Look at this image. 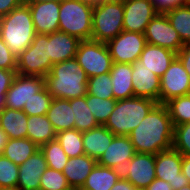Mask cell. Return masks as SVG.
<instances>
[{
	"instance_id": "obj_1",
	"label": "cell",
	"mask_w": 190,
	"mask_h": 190,
	"mask_svg": "<svg viewBox=\"0 0 190 190\" xmlns=\"http://www.w3.org/2000/svg\"><path fill=\"white\" fill-rule=\"evenodd\" d=\"M174 126L164 104H157L129 134L136 153L158 154L172 148Z\"/></svg>"
},
{
	"instance_id": "obj_2",
	"label": "cell",
	"mask_w": 190,
	"mask_h": 190,
	"mask_svg": "<svg viewBox=\"0 0 190 190\" xmlns=\"http://www.w3.org/2000/svg\"><path fill=\"white\" fill-rule=\"evenodd\" d=\"M44 79L53 98L70 100L87 94L88 77L75 58L52 65Z\"/></svg>"
},
{
	"instance_id": "obj_3",
	"label": "cell",
	"mask_w": 190,
	"mask_h": 190,
	"mask_svg": "<svg viewBox=\"0 0 190 190\" xmlns=\"http://www.w3.org/2000/svg\"><path fill=\"white\" fill-rule=\"evenodd\" d=\"M35 35L31 12L25 2L0 18V37L16 57L33 42Z\"/></svg>"
},
{
	"instance_id": "obj_4",
	"label": "cell",
	"mask_w": 190,
	"mask_h": 190,
	"mask_svg": "<svg viewBox=\"0 0 190 190\" xmlns=\"http://www.w3.org/2000/svg\"><path fill=\"white\" fill-rule=\"evenodd\" d=\"M157 104L154 100L136 96L117 100L104 126L116 136H129Z\"/></svg>"
},
{
	"instance_id": "obj_5",
	"label": "cell",
	"mask_w": 190,
	"mask_h": 190,
	"mask_svg": "<svg viewBox=\"0 0 190 190\" xmlns=\"http://www.w3.org/2000/svg\"><path fill=\"white\" fill-rule=\"evenodd\" d=\"M123 0L100 2L93 8L91 40L107 43L121 33L123 28Z\"/></svg>"
},
{
	"instance_id": "obj_6",
	"label": "cell",
	"mask_w": 190,
	"mask_h": 190,
	"mask_svg": "<svg viewBox=\"0 0 190 190\" xmlns=\"http://www.w3.org/2000/svg\"><path fill=\"white\" fill-rule=\"evenodd\" d=\"M93 8L76 0H61L59 31L75 36L81 41L91 40Z\"/></svg>"
},
{
	"instance_id": "obj_7",
	"label": "cell",
	"mask_w": 190,
	"mask_h": 190,
	"mask_svg": "<svg viewBox=\"0 0 190 190\" xmlns=\"http://www.w3.org/2000/svg\"><path fill=\"white\" fill-rule=\"evenodd\" d=\"M52 65L48 35L36 34L33 42L17 57L16 73L44 78L51 71Z\"/></svg>"
},
{
	"instance_id": "obj_8",
	"label": "cell",
	"mask_w": 190,
	"mask_h": 190,
	"mask_svg": "<svg viewBox=\"0 0 190 190\" xmlns=\"http://www.w3.org/2000/svg\"><path fill=\"white\" fill-rule=\"evenodd\" d=\"M75 59L88 78L109 73L113 65L106 43L94 40L81 41Z\"/></svg>"
},
{
	"instance_id": "obj_9",
	"label": "cell",
	"mask_w": 190,
	"mask_h": 190,
	"mask_svg": "<svg viewBox=\"0 0 190 190\" xmlns=\"http://www.w3.org/2000/svg\"><path fill=\"white\" fill-rule=\"evenodd\" d=\"M146 43L144 34L123 30L106 45L113 62L133 64L139 59Z\"/></svg>"
},
{
	"instance_id": "obj_10",
	"label": "cell",
	"mask_w": 190,
	"mask_h": 190,
	"mask_svg": "<svg viewBox=\"0 0 190 190\" xmlns=\"http://www.w3.org/2000/svg\"><path fill=\"white\" fill-rule=\"evenodd\" d=\"M190 94V77L176 57L160 78L159 104Z\"/></svg>"
},
{
	"instance_id": "obj_11",
	"label": "cell",
	"mask_w": 190,
	"mask_h": 190,
	"mask_svg": "<svg viewBox=\"0 0 190 190\" xmlns=\"http://www.w3.org/2000/svg\"><path fill=\"white\" fill-rule=\"evenodd\" d=\"M182 154L171 148L155 154L156 178L168 182L173 190L189 185L187 177L181 172Z\"/></svg>"
},
{
	"instance_id": "obj_12",
	"label": "cell",
	"mask_w": 190,
	"mask_h": 190,
	"mask_svg": "<svg viewBox=\"0 0 190 190\" xmlns=\"http://www.w3.org/2000/svg\"><path fill=\"white\" fill-rule=\"evenodd\" d=\"M144 36L146 42L178 53L184 46L178 32L171 26L165 13L158 12L147 25Z\"/></svg>"
},
{
	"instance_id": "obj_13",
	"label": "cell",
	"mask_w": 190,
	"mask_h": 190,
	"mask_svg": "<svg viewBox=\"0 0 190 190\" xmlns=\"http://www.w3.org/2000/svg\"><path fill=\"white\" fill-rule=\"evenodd\" d=\"M45 87V79L39 76L22 75L16 73L12 84L5 96L6 107L14 110H23L34 94Z\"/></svg>"
},
{
	"instance_id": "obj_14",
	"label": "cell",
	"mask_w": 190,
	"mask_h": 190,
	"mask_svg": "<svg viewBox=\"0 0 190 190\" xmlns=\"http://www.w3.org/2000/svg\"><path fill=\"white\" fill-rule=\"evenodd\" d=\"M29 6L36 34L59 31L60 1L24 0Z\"/></svg>"
},
{
	"instance_id": "obj_15",
	"label": "cell",
	"mask_w": 190,
	"mask_h": 190,
	"mask_svg": "<svg viewBox=\"0 0 190 190\" xmlns=\"http://www.w3.org/2000/svg\"><path fill=\"white\" fill-rule=\"evenodd\" d=\"M123 5L124 31L144 34L147 25L158 13L151 0H123Z\"/></svg>"
},
{
	"instance_id": "obj_16",
	"label": "cell",
	"mask_w": 190,
	"mask_h": 190,
	"mask_svg": "<svg viewBox=\"0 0 190 190\" xmlns=\"http://www.w3.org/2000/svg\"><path fill=\"white\" fill-rule=\"evenodd\" d=\"M121 175L134 187L146 189L156 178L155 155L136 153L121 170Z\"/></svg>"
},
{
	"instance_id": "obj_17",
	"label": "cell",
	"mask_w": 190,
	"mask_h": 190,
	"mask_svg": "<svg viewBox=\"0 0 190 190\" xmlns=\"http://www.w3.org/2000/svg\"><path fill=\"white\" fill-rule=\"evenodd\" d=\"M135 154L136 151L129 136L115 135L109 147L97 160V164L122 170Z\"/></svg>"
},
{
	"instance_id": "obj_18",
	"label": "cell",
	"mask_w": 190,
	"mask_h": 190,
	"mask_svg": "<svg viewBox=\"0 0 190 190\" xmlns=\"http://www.w3.org/2000/svg\"><path fill=\"white\" fill-rule=\"evenodd\" d=\"M132 83L134 96L158 102L160 94V78L143 66L140 60L132 64Z\"/></svg>"
},
{
	"instance_id": "obj_19",
	"label": "cell",
	"mask_w": 190,
	"mask_h": 190,
	"mask_svg": "<svg viewBox=\"0 0 190 190\" xmlns=\"http://www.w3.org/2000/svg\"><path fill=\"white\" fill-rule=\"evenodd\" d=\"M47 168L45 156L39 149L19 165L17 188L20 190H40V179Z\"/></svg>"
},
{
	"instance_id": "obj_20",
	"label": "cell",
	"mask_w": 190,
	"mask_h": 190,
	"mask_svg": "<svg viewBox=\"0 0 190 190\" xmlns=\"http://www.w3.org/2000/svg\"><path fill=\"white\" fill-rule=\"evenodd\" d=\"M81 40L62 31L48 34L49 58L54 64L75 58Z\"/></svg>"
},
{
	"instance_id": "obj_21",
	"label": "cell",
	"mask_w": 190,
	"mask_h": 190,
	"mask_svg": "<svg viewBox=\"0 0 190 190\" xmlns=\"http://www.w3.org/2000/svg\"><path fill=\"white\" fill-rule=\"evenodd\" d=\"M176 57L177 53L169 49L146 43L138 60L143 63L144 67L161 78Z\"/></svg>"
},
{
	"instance_id": "obj_22",
	"label": "cell",
	"mask_w": 190,
	"mask_h": 190,
	"mask_svg": "<svg viewBox=\"0 0 190 190\" xmlns=\"http://www.w3.org/2000/svg\"><path fill=\"white\" fill-rule=\"evenodd\" d=\"M96 164L97 160L86 154L72 157L68 159L62 173L66 177L70 187L73 190H79Z\"/></svg>"
},
{
	"instance_id": "obj_23",
	"label": "cell",
	"mask_w": 190,
	"mask_h": 190,
	"mask_svg": "<svg viewBox=\"0 0 190 190\" xmlns=\"http://www.w3.org/2000/svg\"><path fill=\"white\" fill-rule=\"evenodd\" d=\"M114 99L123 100L134 96L132 64L113 62L110 70Z\"/></svg>"
},
{
	"instance_id": "obj_24",
	"label": "cell",
	"mask_w": 190,
	"mask_h": 190,
	"mask_svg": "<svg viewBox=\"0 0 190 190\" xmlns=\"http://www.w3.org/2000/svg\"><path fill=\"white\" fill-rule=\"evenodd\" d=\"M114 136L104 125L82 132L84 153L98 160L109 147Z\"/></svg>"
},
{
	"instance_id": "obj_25",
	"label": "cell",
	"mask_w": 190,
	"mask_h": 190,
	"mask_svg": "<svg viewBox=\"0 0 190 190\" xmlns=\"http://www.w3.org/2000/svg\"><path fill=\"white\" fill-rule=\"evenodd\" d=\"M46 116L56 132L74 129L75 120L70 100L53 98Z\"/></svg>"
},
{
	"instance_id": "obj_26",
	"label": "cell",
	"mask_w": 190,
	"mask_h": 190,
	"mask_svg": "<svg viewBox=\"0 0 190 190\" xmlns=\"http://www.w3.org/2000/svg\"><path fill=\"white\" fill-rule=\"evenodd\" d=\"M28 115L22 110L5 108L0 112V127L9 139L27 138Z\"/></svg>"
},
{
	"instance_id": "obj_27",
	"label": "cell",
	"mask_w": 190,
	"mask_h": 190,
	"mask_svg": "<svg viewBox=\"0 0 190 190\" xmlns=\"http://www.w3.org/2000/svg\"><path fill=\"white\" fill-rule=\"evenodd\" d=\"M121 176V170L96 164L79 190H111Z\"/></svg>"
},
{
	"instance_id": "obj_28",
	"label": "cell",
	"mask_w": 190,
	"mask_h": 190,
	"mask_svg": "<svg viewBox=\"0 0 190 190\" xmlns=\"http://www.w3.org/2000/svg\"><path fill=\"white\" fill-rule=\"evenodd\" d=\"M57 132L46 115L28 116L27 138L38 147L56 139Z\"/></svg>"
},
{
	"instance_id": "obj_29",
	"label": "cell",
	"mask_w": 190,
	"mask_h": 190,
	"mask_svg": "<svg viewBox=\"0 0 190 190\" xmlns=\"http://www.w3.org/2000/svg\"><path fill=\"white\" fill-rule=\"evenodd\" d=\"M39 149L29 138H14L8 139L2 155L19 166Z\"/></svg>"
},
{
	"instance_id": "obj_30",
	"label": "cell",
	"mask_w": 190,
	"mask_h": 190,
	"mask_svg": "<svg viewBox=\"0 0 190 190\" xmlns=\"http://www.w3.org/2000/svg\"><path fill=\"white\" fill-rule=\"evenodd\" d=\"M164 13L183 44L190 43V4L175 7Z\"/></svg>"
},
{
	"instance_id": "obj_31",
	"label": "cell",
	"mask_w": 190,
	"mask_h": 190,
	"mask_svg": "<svg viewBox=\"0 0 190 190\" xmlns=\"http://www.w3.org/2000/svg\"><path fill=\"white\" fill-rule=\"evenodd\" d=\"M70 106L73 107L74 128L79 132H86L98 126L97 121L87 106L86 96L70 99Z\"/></svg>"
},
{
	"instance_id": "obj_32",
	"label": "cell",
	"mask_w": 190,
	"mask_h": 190,
	"mask_svg": "<svg viewBox=\"0 0 190 190\" xmlns=\"http://www.w3.org/2000/svg\"><path fill=\"white\" fill-rule=\"evenodd\" d=\"M56 139L69 158L85 154L82 132L75 128L57 132Z\"/></svg>"
},
{
	"instance_id": "obj_33",
	"label": "cell",
	"mask_w": 190,
	"mask_h": 190,
	"mask_svg": "<svg viewBox=\"0 0 190 190\" xmlns=\"http://www.w3.org/2000/svg\"><path fill=\"white\" fill-rule=\"evenodd\" d=\"M173 126L190 122V94L173 98L164 104Z\"/></svg>"
},
{
	"instance_id": "obj_34",
	"label": "cell",
	"mask_w": 190,
	"mask_h": 190,
	"mask_svg": "<svg viewBox=\"0 0 190 190\" xmlns=\"http://www.w3.org/2000/svg\"><path fill=\"white\" fill-rule=\"evenodd\" d=\"M45 156L48 168L62 172L69 157L57 139L51 140L40 147Z\"/></svg>"
},
{
	"instance_id": "obj_35",
	"label": "cell",
	"mask_w": 190,
	"mask_h": 190,
	"mask_svg": "<svg viewBox=\"0 0 190 190\" xmlns=\"http://www.w3.org/2000/svg\"><path fill=\"white\" fill-rule=\"evenodd\" d=\"M85 96L87 106L90 108L98 125H105L117 101L115 99H103L89 94Z\"/></svg>"
},
{
	"instance_id": "obj_36",
	"label": "cell",
	"mask_w": 190,
	"mask_h": 190,
	"mask_svg": "<svg viewBox=\"0 0 190 190\" xmlns=\"http://www.w3.org/2000/svg\"><path fill=\"white\" fill-rule=\"evenodd\" d=\"M110 73L89 77L87 82V94L103 99H114Z\"/></svg>"
},
{
	"instance_id": "obj_37",
	"label": "cell",
	"mask_w": 190,
	"mask_h": 190,
	"mask_svg": "<svg viewBox=\"0 0 190 190\" xmlns=\"http://www.w3.org/2000/svg\"><path fill=\"white\" fill-rule=\"evenodd\" d=\"M52 100L53 97L49 94L46 87H44L41 91L34 94L28 102H25L22 111L28 116L46 115Z\"/></svg>"
},
{
	"instance_id": "obj_38",
	"label": "cell",
	"mask_w": 190,
	"mask_h": 190,
	"mask_svg": "<svg viewBox=\"0 0 190 190\" xmlns=\"http://www.w3.org/2000/svg\"><path fill=\"white\" fill-rule=\"evenodd\" d=\"M19 166L0 155V188H17Z\"/></svg>"
},
{
	"instance_id": "obj_39",
	"label": "cell",
	"mask_w": 190,
	"mask_h": 190,
	"mask_svg": "<svg viewBox=\"0 0 190 190\" xmlns=\"http://www.w3.org/2000/svg\"><path fill=\"white\" fill-rule=\"evenodd\" d=\"M40 190H73L62 172L47 168L40 179Z\"/></svg>"
},
{
	"instance_id": "obj_40",
	"label": "cell",
	"mask_w": 190,
	"mask_h": 190,
	"mask_svg": "<svg viewBox=\"0 0 190 190\" xmlns=\"http://www.w3.org/2000/svg\"><path fill=\"white\" fill-rule=\"evenodd\" d=\"M172 148L190 156V122L174 126Z\"/></svg>"
},
{
	"instance_id": "obj_41",
	"label": "cell",
	"mask_w": 190,
	"mask_h": 190,
	"mask_svg": "<svg viewBox=\"0 0 190 190\" xmlns=\"http://www.w3.org/2000/svg\"><path fill=\"white\" fill-rule=\"evenodd\" d=\"M16 75V70L0 68V112L6 108L5 96Z\"/></svg>"
},
{
	"instance_id": "obj_42",
	"label": "cell",
	"mask_w": 190,
	"mask_h": 190,
	"mask_svg": "<svg viewBox=\"0 0 190 190\" xmlns=\"http://www.w3.org/2000/svg\"><path fill=\"white\" fill-rule=\"evenodd\" d=\"M0 68L17 70V57L0 37Z\"/></svg>"
},
{
	"instance_id": "obj_43",
	"label": "cell",
	"mask_w": 190,
	"mask_h": 190,
	"mask_svg": "<svg viewBox=\"0 0 190 190\" xmlns=\"http://www.w3.org/2000/svg\"><path fill=\"white\" fill-rule=\"evenodd\" d=\"M158 12L164 13L167 10L178 6L187 5V0H151Z\"/></svg>"
},
{
	"instance_id": "obj_44",
	"label": "cell",
	"mask_w": 190,
	"mask_h": 190,
	"mask_svg": "<svg viewBox=\"0 0 190 190\" xmlns=\"http://www.w3.org/2000/svg\"><path fill=\"white\" fill-rule=\"evenodd\" d=\"M177 58L180 60L190 77V43L184 44V46L177 53Z\"/></svg>"
},
{
	"instance_id": "obj_45",
	"label": "cell",
	"mask_w": 190,
	"mask_h": 190,
	"mask_svg": "<svg viewBox=\"0 0 190 190\" xmlns=\"http://www.w3.org/2000/svg\"><path fill=\"white\" fill-rule=\"evenodd\" d=\"M24 0H0V18L19 7Z\"/></svg>"
},
{
	"instance_id": "obj_46",
	"label": "cell",
	"mask_w": 190,
	"mask_h": 190,
	"mask_svg": "<svg viewBox=\"0 0 190 190\" xmlns=\"http://www.w3.org/2000/svg\"><path fill=\"white\" fill-rule=\"evenodd\" d=\"M145 190H173L171 185L162 179L155 178Z\"/></svg>"
},
{
	"instance_id": "obj_47",
	"label": "cell",
	"mask_w": 190,
	"mask_h": 190,
	"mask_svg": "<svg viewBox=\"0 0 190 190\" xmlns=\"http://www.w3.org/2000/svg\"><path fill=\"white\" fill-rule=\"evenodd\" d=\"M133 188L134 186L126 178L121 176L111 190H132Z\"/></svg>"
},
{
	"instance_id": "obj_48",
	"label": "cell",
	"mask_w": 190,
	"mask_h": 190,
	"mask_svg": "<svg viewBox=\"0 0 190 190\" xmlns=\"http://www.w3.org/2000/svg\"><path fill=\"white\" fill-rule=\"evenodd\" d=\"M181 172L187 177V179L190 183V156L182 155Z\"/></svg>"
},
{
	"instance_id": "obj_49",
	"label": "cell",
	"mask_w": 190,
	"mask_h": 190,
	"mask_svg": "<svg viewBox=\"0 0 190 190\" xmlns=\"http://www.w3.org/2000/svg\"><path fill=\"white\" fill-rule=\"evenodd\" d=\"M8 139L9 138L7 136V133L3 131L0 127V155H2L3 150L5 146L7 145Z\"/></svg>"
},
{
	"instance_id": "obj_50",
	"label": "cell",
	"mask_w": 190,
	"mask_h": 190,
	"mask_svg": "<svg viewBox=\"0 0 190 190\" xmlns=\"http://www.w3.org/2000/svg\"><path fill=\"white\" fill-rule=\"evenodd\" d=\"M82 4H86L91 6L92 8H94L95 6H97L101 1L100 0H76Z\"/></svg>"
},
{
	"instance_id": "obj_51",
	"label": "cell",
	"mask_w": 190,
	"mask_h": 190,
	"mask_svg": "<svg viewBox=\"0 0 190 190\" xmlns=\"http://www.w3.org/2000/svg\"><path fill=\"white\" fill-rule=\"evenodd\" d=\"M179 190H190V184L189 185H186L184 187H182L181 189Z\"/></svg>"
},
{
	"instance_id": "obj_52",
	"label": "cell",
	"mask_w": 190,
	"mask_h": 190,
	"mask_svg": "<svg viewBox=\"0 0 190 190\" xmlns=\"http://www.w3.org/2000/svg\"><path fill=\"white\" fill-rule=\"evenodd\" d=\"M0 190H20L18 188H0Z\"/></svg>"
},
{
	"instance_id": "obj_53",
	"label": "cell",
	"mask_w": 190,
	"mask_h": 190,
	"mask_svg": "<svg viewBox=\"0 0 190 190\" xmlns=\"http://www.w3.org/2000/svg\"><path fill=\"white\" fill-rule=\"evenodd\" d=\"M132 190H145V189L134 187Z\"/></svg>"
},
{
	"instance_id": "obj_54",
	"label": "cell",
	"mask_w": 190,
	"mask_h": 190,
	"mask_svg": "<svg viewBox=\"0 0 190 190\" xmlns=\"http://www.w3.org/2000/svg\"><path fill=\"white\" fill-rule=\"evenodd\" d=\"M40 1H49V0H40ZM52 1H61V0H52Z\"/></svg>"
}]
</instances>
